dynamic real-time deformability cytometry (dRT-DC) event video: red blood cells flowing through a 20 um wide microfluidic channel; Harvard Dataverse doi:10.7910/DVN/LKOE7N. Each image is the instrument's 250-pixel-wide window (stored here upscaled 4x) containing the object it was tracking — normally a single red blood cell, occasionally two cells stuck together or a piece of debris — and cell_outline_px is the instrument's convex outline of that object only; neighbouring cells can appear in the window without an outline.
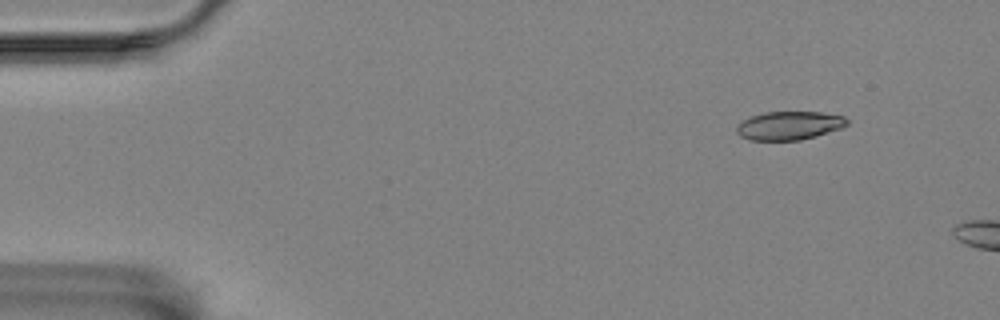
{"species": "Egyptian fruit bat (a non-hibernating species)", "species_latin": "Rousettus aegyptiacus", "temperature_condition": "room temperature", "stored_images_in_passage": 7, "camera_frame_rate_fps": 3000, "um_per_image_px": 0.085, "animal": {"sex": "female"}, "frame": {"image": 1, "passage_image": 1, "time_ms": 0.0, "image_size_px": [1000, 320], "cell_outline_px": [[848, 124], [840, 128], [816, 136], [800, 140], [748, 140], [740, 136], [736, 132], [736, 124], [752, 116], [764, 112], [820, 112], [844, 116], [848, 120]], "centroid_in_image_um": [67.06, 10.67], "position_along_channel_um": 17.9, "area_um2": 18.32}}